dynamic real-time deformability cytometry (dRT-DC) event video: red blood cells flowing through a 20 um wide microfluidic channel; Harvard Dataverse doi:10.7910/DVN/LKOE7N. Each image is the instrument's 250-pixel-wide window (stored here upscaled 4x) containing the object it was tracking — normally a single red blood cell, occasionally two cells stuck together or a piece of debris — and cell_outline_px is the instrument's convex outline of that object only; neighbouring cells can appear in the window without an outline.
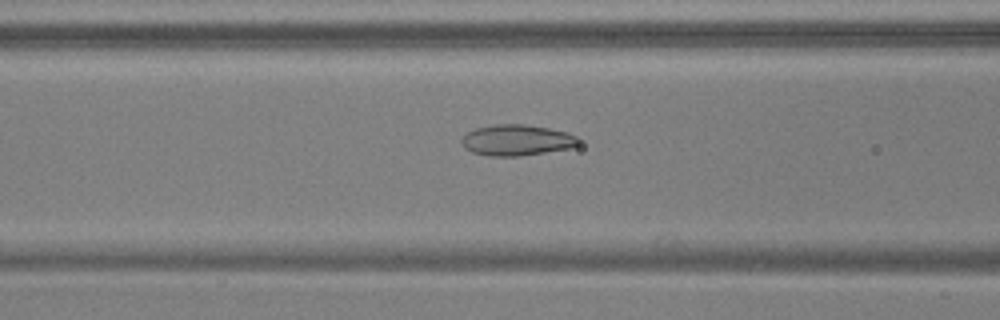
{"species": "common noctule bat (a hibernating species)", "species_latin": "Nyctalus noctula", "temperature_condition": "warm", "stored_images_in_passage": 7, "camera_frame_rate_fps": 3000, "um_per_image_px": 0.085, "animal": {"sex": "male", "body_mass_g": 17.9, "forearm_length_mm": 54.2}, "frame": {"image": 1, "passage_image": 6, "time_ms": 1.667, "image_size_px": [1000, 320], "cell_outline_px": [[580, 144], [572, 148], [520, 156], [488, 156], [472, 152], [464, 148], [460, 140], [468, 132], [476, 128], [492, 124], [524, 124], [548, 128], [568, 132], [576, 136], [580, 140]], "centroid_in_image_um": [43.94, 11.91], "position_along_channel_um": 122.7, "area_um2": 21.27}}